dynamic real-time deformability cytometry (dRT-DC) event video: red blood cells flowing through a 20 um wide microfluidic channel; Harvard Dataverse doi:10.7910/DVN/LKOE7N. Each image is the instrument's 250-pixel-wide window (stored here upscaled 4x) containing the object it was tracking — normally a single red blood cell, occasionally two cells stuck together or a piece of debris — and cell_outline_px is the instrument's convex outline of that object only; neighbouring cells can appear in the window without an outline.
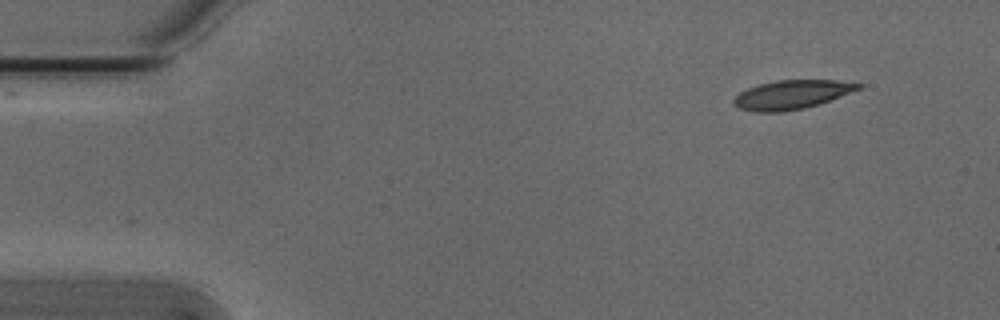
{"species": "Egyptian fruit bat (a non-hibernating species)", "species_latin": "Rousettus aegyptiacus", "temperature_condition": "cold", "stored_images_in_passage": 49, "camera_frame_rate_fps": 3000, "um_per_image_px": 0.085, "animal": {"sex": "male"}, "frame": {"image": 1, "passage_image": 1, "time_ms": 0.0, "image_size_px": [1000, 320], "cell_outline_px": [[864, 84], [860, 88], [820, 104], [804, 108], [784, 112], [752, 112], [740, 108], [732, 104], [732, 100], [740, 92], [748, 88], [760, 84], [776, 80], [836, 80]], "centroid_in_image_um": [67.26, 8.05], "position_along_channel_um": 17.7, "area_um2": 20.98}}
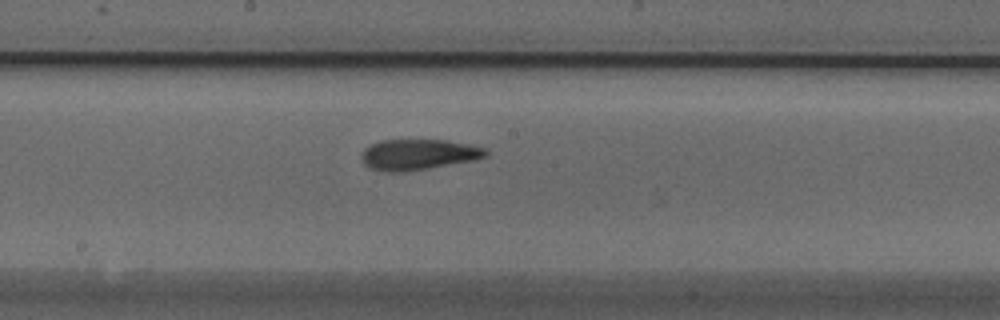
{"frame": {"image": 2, "passage_image": 24, "time_ms": 7.667, "image_size_px": [1000, 320], "cell_outline_px": [[488, 156], [472, 160], [428, 168], [400, 172], [388, 172], [368, 168], [364, 164], [360, 156], [364, 148], [380, 140], [444, 140], [468, 144], [484, 148], [488, 152]], "centroid_in_image_um": [35.51, 13.13], "position_along_channel_um": 212.7, "area_um2": 22.08}}
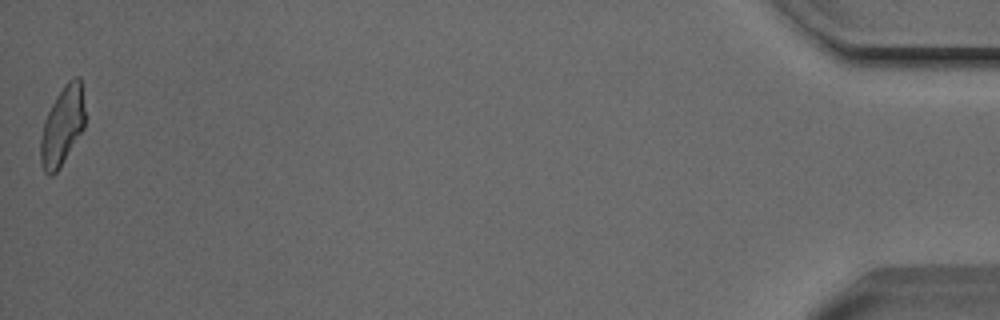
{"frame": {"image": 3, "passage_image": 49, "time_ms": 16.0, "image_size_px": [1000, 320], "cell_outline_px": [[84, 128], [60, 168], [52, 176], [48, 176], [44, 172], [40, 164], [40, 140], [44, 120], [56, 96], [64, 84], [72, 76], [80, 76], [84, 112]], "centroid_in_image_um": [5.28, 10.73], "position_along_channel_um": 429.9, "area_um2": 20.52}, "authors_computed_cell_mechanics": {"area_um2": 21.4438, "velocity_mm_per_s": 3.8211, "shape_relaxation_time_tau1_ms": 3.2532, "shape_relaxation_time_tau2_ms": 1.7053, "deformation_change_tau1": 0.1348, "deformation_change_tau2": 0.09}}